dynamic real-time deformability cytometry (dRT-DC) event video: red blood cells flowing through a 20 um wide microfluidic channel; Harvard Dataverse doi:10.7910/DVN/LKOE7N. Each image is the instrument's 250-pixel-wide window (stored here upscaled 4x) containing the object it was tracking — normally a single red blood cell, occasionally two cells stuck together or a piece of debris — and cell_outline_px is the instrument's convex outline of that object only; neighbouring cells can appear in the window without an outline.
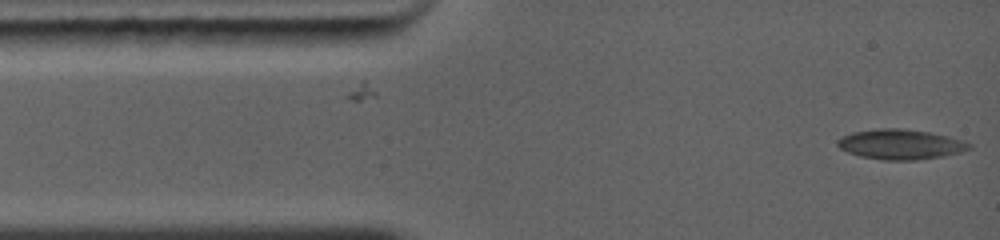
{"species": "common noctule bat (a hibernating species)", "species_latin": "Nyctalus noctula", "temperature_condition": "warm", "stored_images_in_passage": 3, "camera_frame_rate_fps": 5000, "um_per_image_px": 0.085, "animal": {"sex": "female", "body_mass_g": 19.0, "forearm_length_mm": 56.7}, "frame": {"image": 1, "passage_image": 3, "time_ms": 0.6, "image_size_px": [1000, 240], "cell_outline_px": [[972, 148], [960, 152], [944, 156], [916, 160], [884, 160], [860, 156], [848, 152], [840, 148], [836, 144], [836, 140], [840, 136], [852, 132], [876, 128], [904, 128], [928, 132], [948, 136], [972, 144]], "centroid_in_image_um": [76.51, 12.26], "position_along_channel_um": 8.5, "area_um2": 23.18}}